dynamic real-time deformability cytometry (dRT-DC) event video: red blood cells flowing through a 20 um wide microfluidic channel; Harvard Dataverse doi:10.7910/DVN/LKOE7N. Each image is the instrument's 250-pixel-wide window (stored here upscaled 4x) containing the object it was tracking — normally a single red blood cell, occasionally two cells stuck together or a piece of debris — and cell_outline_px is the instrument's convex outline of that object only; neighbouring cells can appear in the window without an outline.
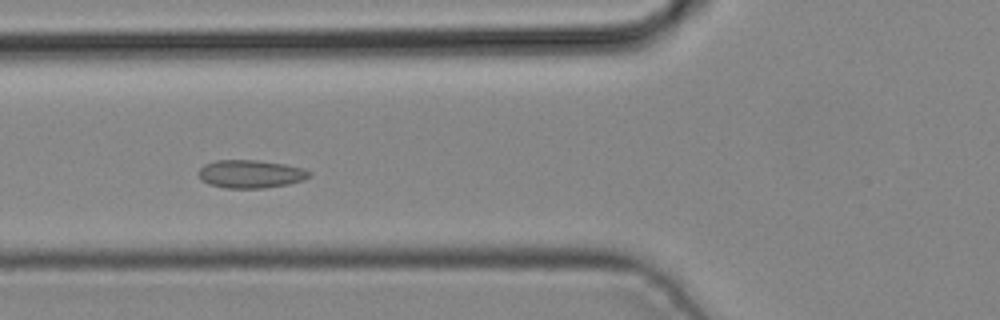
{"species": "common noctule bat (a hibernating species)", "species_latin": "Nyctalus noctula", "temperature_condition": "cold", "stored_images_in_passage": 4, "camera_frame_rate_fps": 3000, "um_per_image_px": 0.085, "animal": {"sex": "male", "body_mass_g": 19.2, "forearm_length_mm": 51.8}, "frame": {"image": 1, "passage_image": 3, "time_ms": 0.667, "image_size_px": [1000, 320], "cell_outline_px": [[312, 176], [304, 180], [288, 184], [264, 188], [224, 188], [208, 184], [200, 180], [196, 172], [204, 164], [216, 160], [256, 160], [284, 164], [300, 168], [312, 172]], "centroid_in_image_um": [21.26, 14.79], "position_along_channel_um": 104.5, "area_um2": 18.32}}
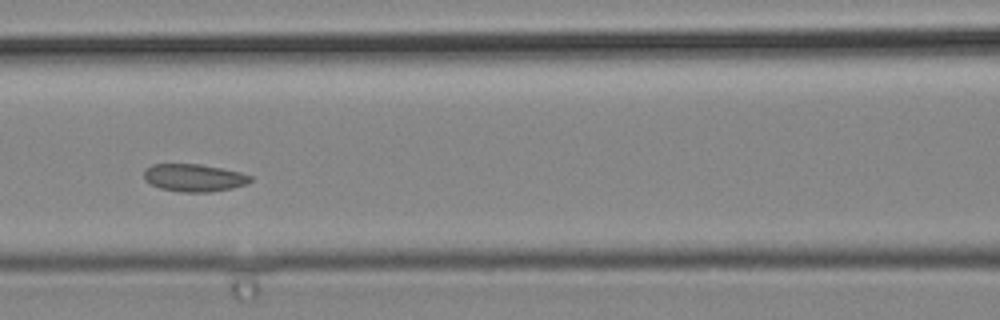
{"frame": {"image": 2, "passage_image": 4, "time_ms": 1.0, "image_size_px": [1000, 320], "cell_outline_px": [[252, 180], [248, 184], [232, 188], [208, 192], [180, 192], [160, 188], [144, 180], [144, 168], [152, 164], [200, 164], [240, 172], [252, 176]], "centroid_in_image_um": [16.48, 15.11], "position_along_channel_um": 150.1, "area_um2": 17.17}}